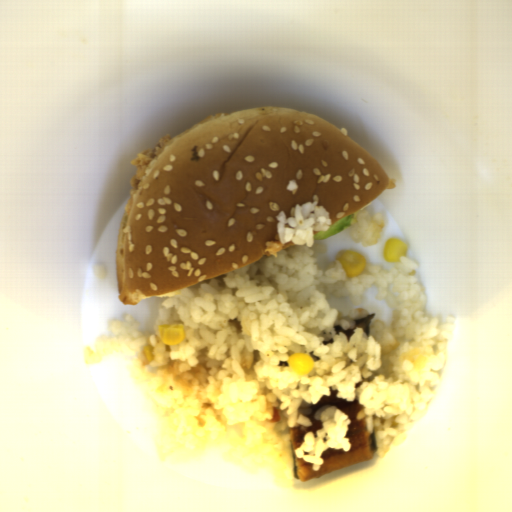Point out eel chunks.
<instances>
[{"mask_svg":"<svg viewBox=\"0 0 512 512\" xmlns=\"http://www.w3.org/2000/svg\"><path fill=\"white\" fill-rule=\"evenodd\" d=\"M375 313L373 312L371 315H368L367 317L355 320V325L351 329H343L340 325H335L334 331L336 334L344 333L348 339L351 338L354 335V330L357 328H362L365 332V334L369 337L370 335V322L375 317Z\"/></svg>","mask_w":512,"mask_h":512,"instance_id":"2","label":"eel chunks"},{"mask_svg":"<svg viewBox=\"0 0 512 512\" xmlns=\"http://www.w3.org/2000/svg\"><path fill=\"white\" fill-rule=\"evenodd\" d=\"M338 390L310 406L306 430L289 428L294 478L301 482L373 459L378 449L375 432L357 416L359 400L338 398Z\"/></svg>","mask_w":512,"mask_h":512,"instance_id":"1","label":"eel chunks"}]
</instances>
